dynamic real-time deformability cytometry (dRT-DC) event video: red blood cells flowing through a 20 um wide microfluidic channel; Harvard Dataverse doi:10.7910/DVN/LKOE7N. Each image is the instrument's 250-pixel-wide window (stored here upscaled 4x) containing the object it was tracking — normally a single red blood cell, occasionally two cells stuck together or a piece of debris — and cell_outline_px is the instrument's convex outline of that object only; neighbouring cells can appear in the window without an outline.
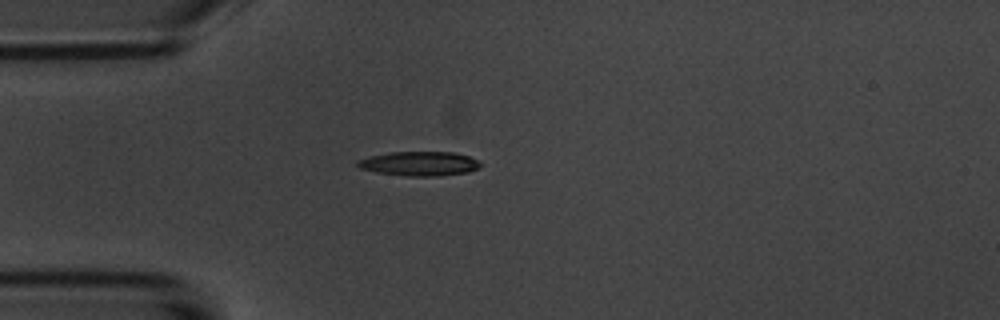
{"species": "common noctule bat (a hibernating species)", "species_latin": "Nyctalus noctula", "temperature_condition": "room temperature", "stored_images_in_passage": 3, "camera_frame_rate_fps": 3000, "um_per_image_px": 0.085, "animal": {"sex": "male", "body_mass_g": 20.1, "forearm_length_mm": 53.5}, "frame": {"image": 1, "passage_image": 3, "time_ms": 3.0, "image_size_px": [1000, 320], "cell_outline_px": [[480, 168], [468, 172], [440, 176], [408, 176], [376, 172], [360, 168], [356, 164], [356, 160], [368, 156], [388, 152], [452, 152], [468, 156], [480, 160]], "centroid_in_image_um": [35.64, 13.9], "position_along_channel_um": 49.4, "area_um2": 17.57}}